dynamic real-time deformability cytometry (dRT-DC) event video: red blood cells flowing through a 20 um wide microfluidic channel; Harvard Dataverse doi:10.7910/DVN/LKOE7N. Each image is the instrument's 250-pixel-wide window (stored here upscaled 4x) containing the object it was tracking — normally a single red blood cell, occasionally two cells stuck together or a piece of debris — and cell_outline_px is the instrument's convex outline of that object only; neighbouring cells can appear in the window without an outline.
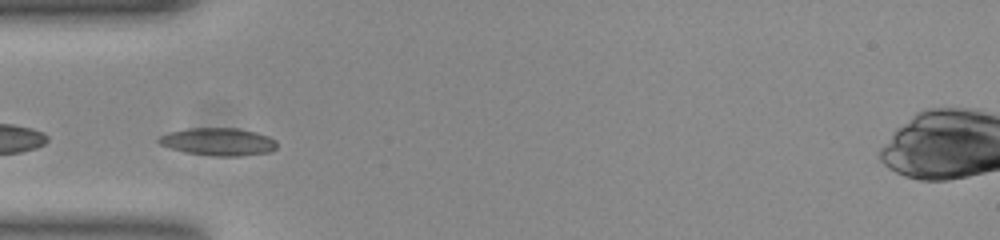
{"species": "common noctule bat (a hibernating species)", "species_latin": "Nyctalus noctula", "temperature_condition": "room temperature", "stored_images_in_passage": 19, "segment_of_instrument_passage": [2, 2], "camera_frame_rate_fps": 3000, "um_per_image_px": 0.085, "animal": {"sex": "female", "body_mass_g": 23.0, "forearm_length_mm": 53.4}, "frame": {"image": 1, "passage_image": 9, "time_ms": 2.667, "image_size_px": [1000, 240], "cell_outline_px": [[276, 148], [268, 152], [240, 156], [216, 156], [184, 152], [160, 144], [156, 140], [160, 136], [168, 132], [188, 128], [236, 128], [256, 132], [268, 136], [276, 140]], "centroid_in_image_um": [18.54, 12.04], "position_along_channel_um": 66.5, "area_um2": 18.96}}
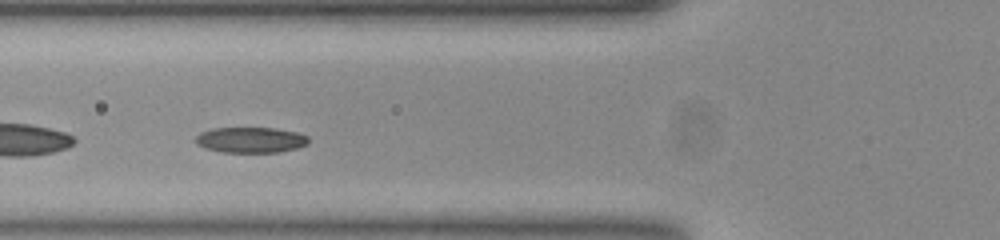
{"frame": {"image": 2, "passage_image": 12, "time_ms": 3.667, "image_size_px": [1000, 240], "cell_outline_px": [[308, 144], [296, 148], [280, 152], [220, 152], [204, 148], [196, 144], [196, 136], [200, 132], [212, 128], [276, 128], [296, 132], [308, 136]], "centroid_in_image_um": [21.29, 11.89], "position_along_channel_um": 104.5, "area_um2": 16.94}}